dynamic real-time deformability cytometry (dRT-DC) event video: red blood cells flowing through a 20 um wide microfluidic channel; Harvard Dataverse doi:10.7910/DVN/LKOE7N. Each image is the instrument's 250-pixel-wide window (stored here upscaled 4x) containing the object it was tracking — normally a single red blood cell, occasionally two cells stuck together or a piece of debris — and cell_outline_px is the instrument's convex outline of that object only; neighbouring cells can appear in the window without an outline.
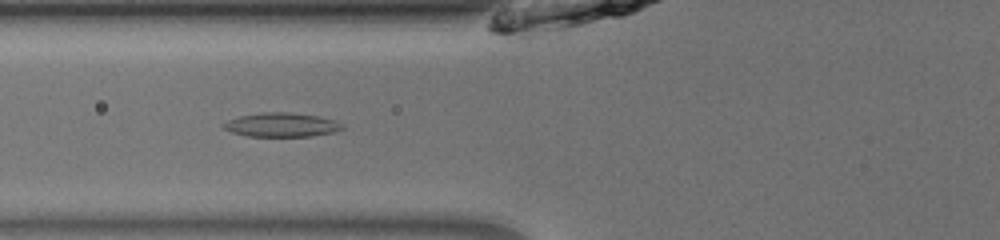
{"species": "common noctule bat (a hibernating species)", "species_latin": "Nyctalus noctula", "temperature_condition": "room temperature", "stored_images_in_passage": 43, "camera_frame_rate_fps": 3000, "um_per_image_px": 0.085, "animal": {"sex": "male", "body_mass_g": 13.0, "forearm_length_mm": 53.1}, "frame": {"image": 1, "passage_image": 13, "time_ms": 4.0, "image_size_px": [1000, 240], "cell_outline_px": [[344, 128], [336, 132], [312, 136], [248, 136], [232, 132], [224, 128], [220, 124], [228, 120], [240, 116], [260, 112], [288, 112], [320, 116], [336, 120], [344, 124]], "centroid_in_image_um": [23.97, 10.6], "position_along_channel_um": 101.8, "area_um2": 16.82}}
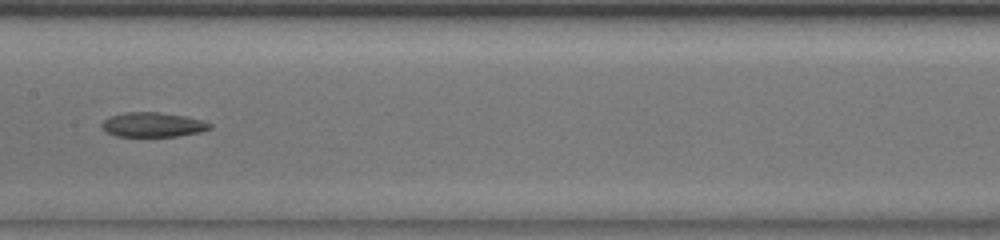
{"frame": {"image": 2, "passage_image": 20, "time_ms": 6.333, "image_size_px": [1000, 240], "cell_outline_px": [[212, 128], [200, 132], [176, 136], [116, 136], [108, 132], [100, 124], [104, 120], [112, 116], [124, 112], [160, 112], [184, 116], [204, 120], [212, 124]], "centroid_in_image_um": [13.03, 10.59], "position_along_channel_um": 194.4, "area_um2": 15.37}}
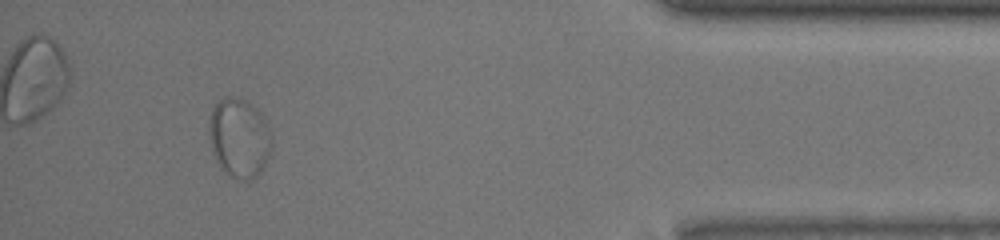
{"frame": {"image": 3, "passage_image": 40, "time_ms": 13.0, "image_size_px": [1000, 240], "cell_outline_px": [[272, 148], [260, 172], [256, 176], [248, 180], [244, 180], [232, 176], [216, 160], [208, 136], [208, 124], [212, 108], [224, 96], [228, 96], [244, 100], [252, 104], [264, 116], [272, 136]], "centroid_in_image_um": [20.34, 11.67], "position_along_channel_um": 414.9, "area_um2": 28.78}}